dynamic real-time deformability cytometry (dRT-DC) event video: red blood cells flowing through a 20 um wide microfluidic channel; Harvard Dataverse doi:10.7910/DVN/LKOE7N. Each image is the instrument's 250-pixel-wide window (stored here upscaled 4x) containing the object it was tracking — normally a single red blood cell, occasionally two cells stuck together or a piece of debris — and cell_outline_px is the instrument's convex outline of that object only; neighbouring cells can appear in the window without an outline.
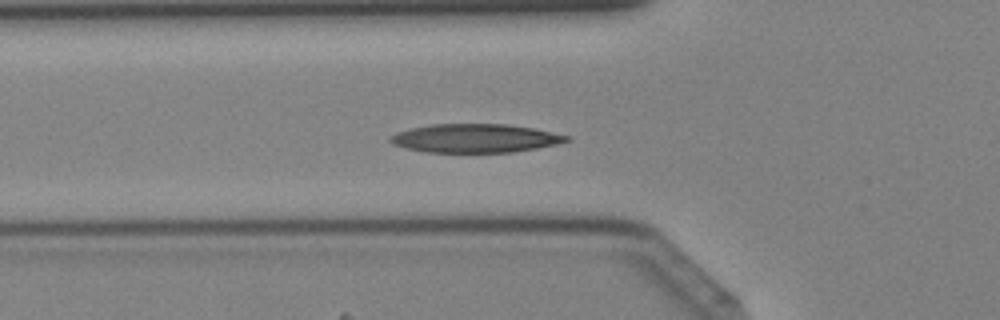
{"species": "Egyptian fruit bat (a non-hibernating species)", "species_latin": "Rousettus aegyptiacus", "temperature_condition": "cold", "stored_images_in_passage": 43, "camera_frame_rate_fps": 3000, "um_per_image_px": 0.085, "animal": {"sex": "female"}, "frame": {"image": 1, "passage_image": 15, "time_ms": 4.667, "image_size_px": [1000, 320], "cell_outline_px": [[572, 140], [556, 144], [536, 148], [512, 152], [424, 152], [404, 148], [392, 144], [388, 140], [396, 132], [412, 128], [432, 124], [508, 124], [532, 128], [568, 136]], "centroid_in_image_um": [40.35, 11.75], "position_along_channel_um": 85.4, "area_um2": 29.25}}
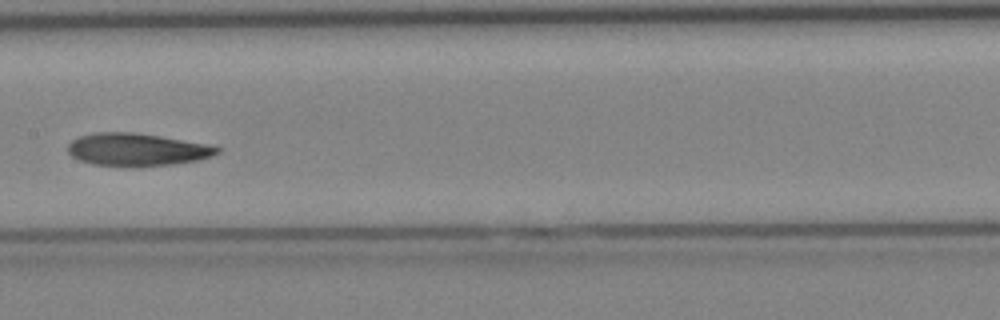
{"frame": {"image": 2, "passage_image": 22, "time_ms": 7.0, "image_size_px": [1000, 320], "cell_outline_px": [[220, 152], [212, 156], [196, 160], [172, 164], [136, 168], [132, 168], [92, 164], [80, 160], [72, 156], [68, 152], [68, 144], [72, 140], [80, 136], [92, 132], [132, 132], [160, 136], [204, 144], [220, 148]], "centroid_in_image_um": [11.58, 12.73], "position_along_channel_um": 195.8, "area_um2": 28.55}}
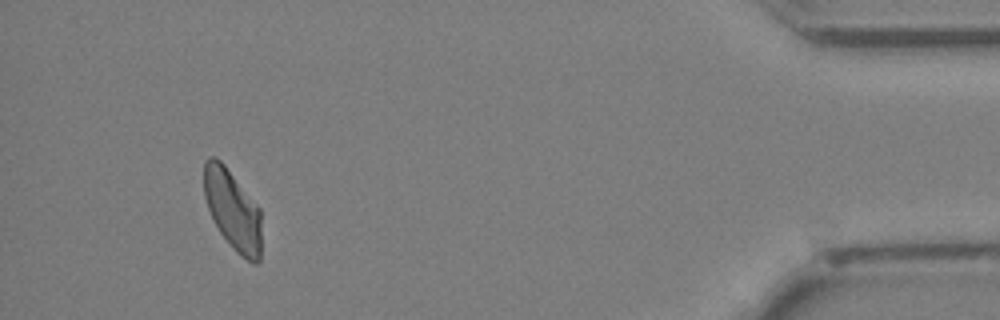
{"frame": {"image": 3, "passage_image": 40, "time_ms": 13.0, "image_size_px": [1000, 320], "cell_outline_px": [[260, 260], [256, 264], [252, 264], [240, 256], [232, 248], [220, 232], [208, 208], [204, 196], [204, 160], [208, 156], [216, 156], [224, 164], [260, 208]], "centroid_in_image_um": [19.77, 17.84], "position_along_channel_um": 415.4, "area_um2": 26.82}}